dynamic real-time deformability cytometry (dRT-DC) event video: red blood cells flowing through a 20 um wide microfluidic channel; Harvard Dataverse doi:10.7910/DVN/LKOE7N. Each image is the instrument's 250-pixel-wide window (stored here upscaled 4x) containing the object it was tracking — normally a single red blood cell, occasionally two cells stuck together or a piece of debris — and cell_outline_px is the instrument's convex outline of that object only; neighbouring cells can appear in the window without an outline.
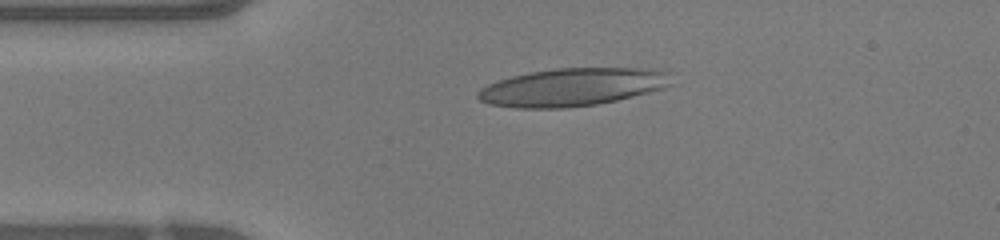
{"species": "human", "species_latin": "Homo sapiens", "temperature_condition": "warm", "stored_images_in_passage": 34, "camera_frame_rate_fps": 3000, "um_per_image_px": 0.085, "donor": {"sex": "female"}, "frame": {"image": 1, "passage_image": 1, "time_ms": 0.0, "image_size_px": [1000, 240], "cell_outline_px": [[672, 84], [664, 88], [616, 100], [596, 104], [568, 108], [516, 108], [488, 104], [480, 100], [476, 96], [476, 92], [480, 88], [488, 84], [512, 76], [528, 72], [556, 68], [648, 68], [668, 72]], "centroid_in_image_um": [48.61, 7.4], "position_along_channel_um": 36.4, "area_um2": 42.77}}
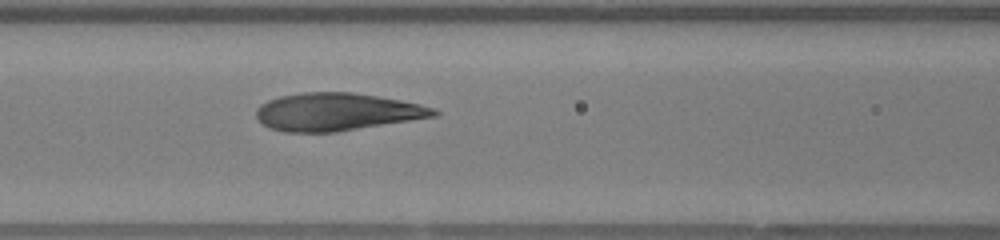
{"frame": {"image": 2, "passage_image": 10, "time_ms": 3.0, "image_size_px": [1000, 240], "cell_outline_px": [[440, 112], [436, 116], [336, 132], [284, 132], [268, 128], [256, 116], [256, 108], [260, 104], [268, 100], [280, 96], [300, 92], [352, 92], [400, 100], [420, 104], [432, 108]], "centroid_in_image_um": [28.58, 9.51], "position_along_channel_um": 138.0, "area_um2": 38.9}}
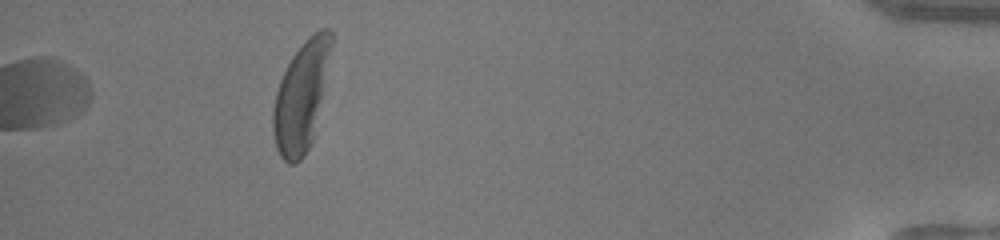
{"frame": {"image": 3, "passage_image": 34, "time_ms": 11.0, "image_size_px": [1000, 240], "cell_outline_px": [[332, 44], [312, 140], [304, 156], [296, 164], [288, 164], [280, 156], [276, 148], [272, 132], [272, 108], [276, 92], [280, 80], [292, 56], [308, 36], [320, 28], [328, 28], [332, 32]], "centroid_in_image_um": [25.56, 8.21], "position_along_channel_um": 409.6, "area_um2": 36.41}, "authors_computed_cell_mechanics": {"area_um2": 39.593, "velocity_mm_per_s": 4.2242, "shape_relaxation_time_tau1_ms": 4.6099, "shape_relaxation_time_tau2_ms": 0.8093, "deformation_change_tau1": 0.2543, "deformation_change_tau2": 0.0908}}